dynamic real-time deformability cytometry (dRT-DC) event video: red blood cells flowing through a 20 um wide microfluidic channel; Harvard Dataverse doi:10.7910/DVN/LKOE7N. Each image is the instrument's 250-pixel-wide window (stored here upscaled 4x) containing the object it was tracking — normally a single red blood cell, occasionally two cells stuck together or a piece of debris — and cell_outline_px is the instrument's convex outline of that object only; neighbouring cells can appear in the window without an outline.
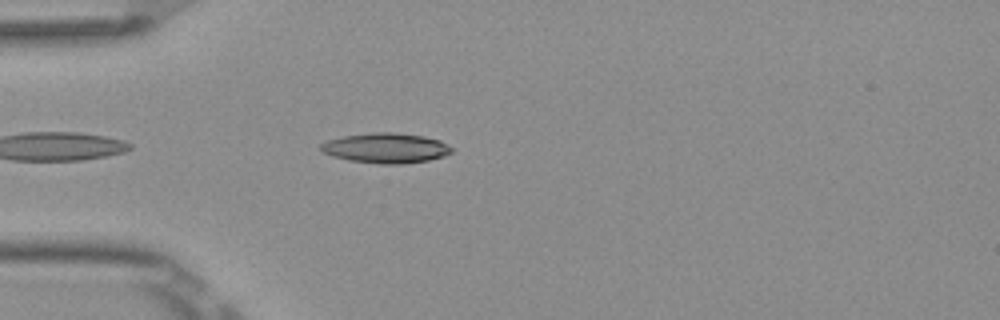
{"species": "Egyptian fruit bat (a non-hibernating species)", "species_latin": "Rousettus aegyptiacus", "temperature_condition": "room temperature", "stored_images_in_passage": 16, "camera_frame_rate_fps": 3000, "um_per_image_px": 0.085, "frame": {"image": 1, "passage_image": 3, "time_ms": 0.667, "image_size_px": [1000, 320], "cell_outline_px": [[452, 152], [444, 156], [428, 160], [400, 164], [380, 164], [348, 160], [332, 156], [324, 152], [320, 148], [320, 144], [328, 140], [344, 136], [372, 132], [392, 132], [424, 136], [440, 140], [452, 148]], "centroid_in_image_um": [32.8, 12.58], "position_along_channel_um": 52.2, "area_um2": 22.83}}
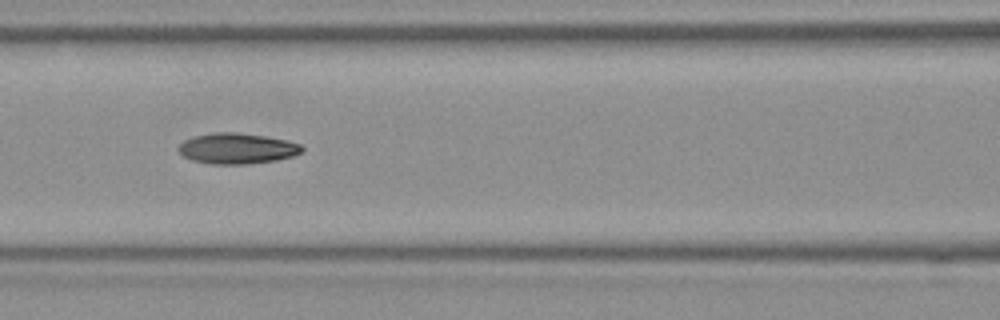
{"frame": {"image": 2, "passage_image": 11, "time_ms": 3.333, "image_size_px": [1000, 320], "cell_outline_px": [[304, 148], [300, 152], [292, 156], [276, 160], [248, 164], [208, 164], [192, 160], [184, 156], [176, 148], [184, 140], [192, 136], [212, 132], [236, 132], [264, 136], [288, 140], [300, 144]], "centroid_in_image_um": [20.11, 12.61], "position_along_channel_um": 146.5, "area_um2": 22.2}}
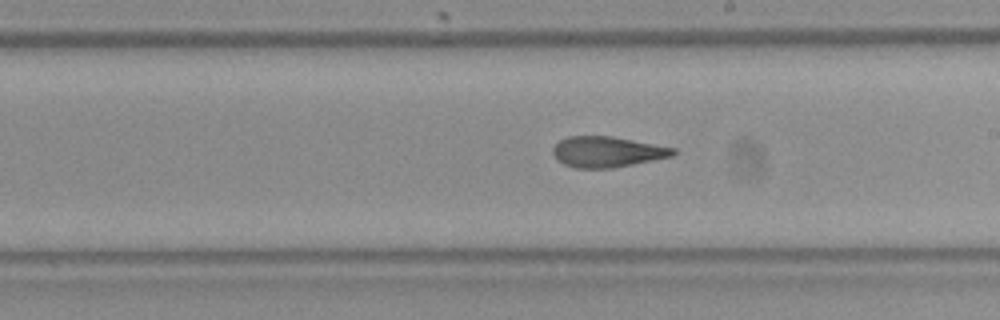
{"frame": {"image": 3, "passage_image": 15, "time_ms": 4.667, "image_size_px": [1000, 320], "cell_outline_px": [[676, 152], [672, 156], [612, 168], [576, 168], [564, 164], [556, 160], [552, 152], [552, 148], [560, 140], [568, 136], [612, 136], [676, 148]], "centroid_in_image_um": [51.57, 12.9], "position_along_channel_um": 237.4, "area_um2": 21.44}}